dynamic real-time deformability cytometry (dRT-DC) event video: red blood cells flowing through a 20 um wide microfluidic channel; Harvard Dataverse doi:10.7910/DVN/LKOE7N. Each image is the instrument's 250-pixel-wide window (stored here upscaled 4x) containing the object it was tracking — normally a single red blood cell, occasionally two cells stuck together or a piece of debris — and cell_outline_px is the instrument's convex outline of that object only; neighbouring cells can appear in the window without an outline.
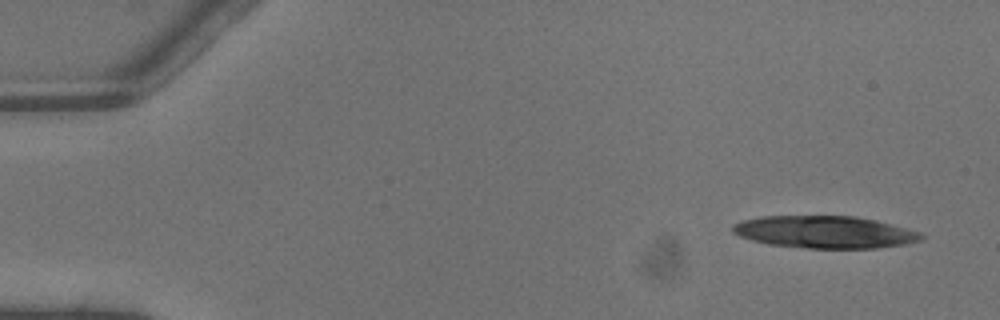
{"species": "common noctule bat (a hibernating species)", "species_latin": "Nyctalus noctula", "temperature_condition": "warm", "stored_images_in_passage": 4, "camera_frame_rate_fps": 3000, "um_per_image_px": 0.085, "animal": {"sex": "male", "body_mass_g": 13.3}, "frame": {"image": 1, "passage_image": 1, "time_ms": 0.0, "image_size_px": [1000, 320], "cell_outline_px": [[924, 240], [904, 244], [876, 248], [808, 248], [768, 244], [752, 240], [740, 236], [732, 232], [732, 224], [740, 220], [760, 216], [856, 216], [876, 220], [924, 232]], "centroid_in_image_um": [70.13, 19.71], "position_along_channel_um": 14.9, "area_um2": 35.78}}